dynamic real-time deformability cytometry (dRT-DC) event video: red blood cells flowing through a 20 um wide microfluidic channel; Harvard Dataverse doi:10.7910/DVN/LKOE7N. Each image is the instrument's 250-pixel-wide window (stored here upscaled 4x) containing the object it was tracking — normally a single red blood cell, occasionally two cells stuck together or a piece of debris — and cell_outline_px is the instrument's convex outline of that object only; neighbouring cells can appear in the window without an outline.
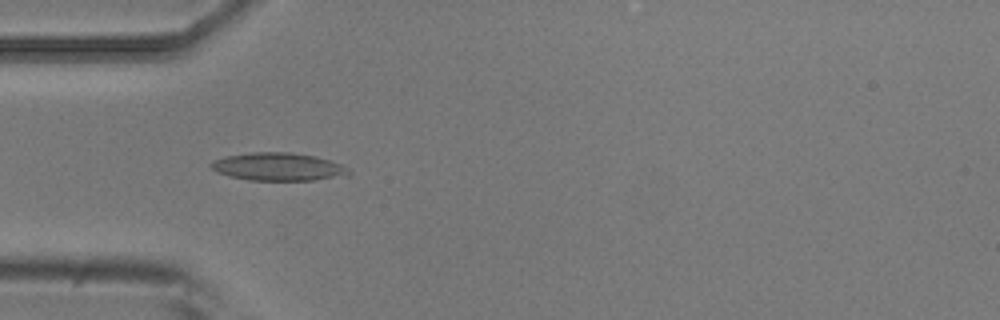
{"species": "common noctule bat (a hibernating species)", "species_latin": "Nyctalus noctula", "temperature_condition": "room temperature", "stored_images_in_passage": 5, "camera_frame_rate_fps": 3000, "um_per_image_px": 0.085, "animal": {"sex": "male", "body_mass_g": 20.5, "forearm_length_mm": 52.5}, "frame": {"image": 1, "passage_image": 4, "time_ms": 1.0, "image_size_px": [1000, 320], "cell_outline_px": [[352, 172], [348, 176], [312, 180], [248, 180], [228, 176], [216, 172], [208, 164], [224, 156], [252, 152], [292, 152], [316, 156], [340, 164], [348, 168]], "centroid_in_image_um": [23.66, 14.17], "position_along_channel_um": 61.3, "area_um2": 22.54}}